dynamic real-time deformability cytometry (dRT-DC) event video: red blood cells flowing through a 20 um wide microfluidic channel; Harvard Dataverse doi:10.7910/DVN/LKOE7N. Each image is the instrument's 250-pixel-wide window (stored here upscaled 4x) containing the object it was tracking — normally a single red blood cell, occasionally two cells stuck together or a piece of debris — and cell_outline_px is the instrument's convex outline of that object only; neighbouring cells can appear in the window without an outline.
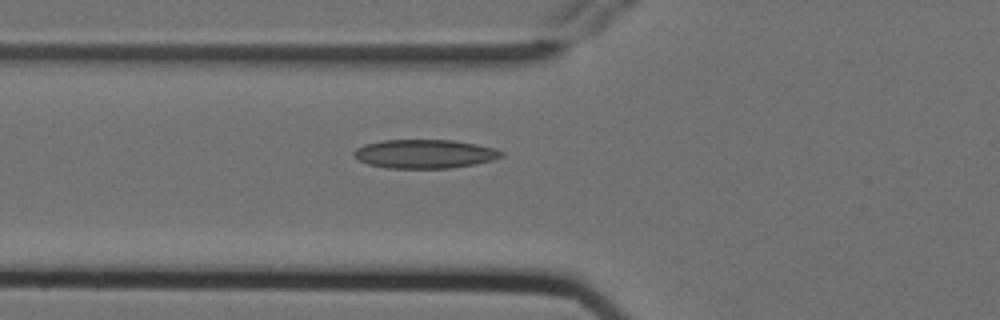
{"species": "Egyptian fruit bat (a non-hibernating species)", "species_latin": "Rousettus aegyptiacus", "temperature_condition": "cold", "stored_images_in_passage": 5, "camera_frame_rate_fps": 3000, "um_per_image_px": 0.085, "animal": {"sex": "female"}, "frame": {"image": 1, "passage_image": 5, "time_ms": 1.333, "image_size_px": [1000, 320], "cell_outline_px": [[504, 156], [492, 160], [476, 164], [448, 168], [388, 168], [368, 164], [360, 160], [352, 152], [356, 148], [364, 144], [384, 140], [452, 140], [476, 144], [496, 148], [504, 152]], "centroid_in_image_um": [36.13, 13.08], "position_along_channel_um": 89.7, "area_um2": 24.74}}